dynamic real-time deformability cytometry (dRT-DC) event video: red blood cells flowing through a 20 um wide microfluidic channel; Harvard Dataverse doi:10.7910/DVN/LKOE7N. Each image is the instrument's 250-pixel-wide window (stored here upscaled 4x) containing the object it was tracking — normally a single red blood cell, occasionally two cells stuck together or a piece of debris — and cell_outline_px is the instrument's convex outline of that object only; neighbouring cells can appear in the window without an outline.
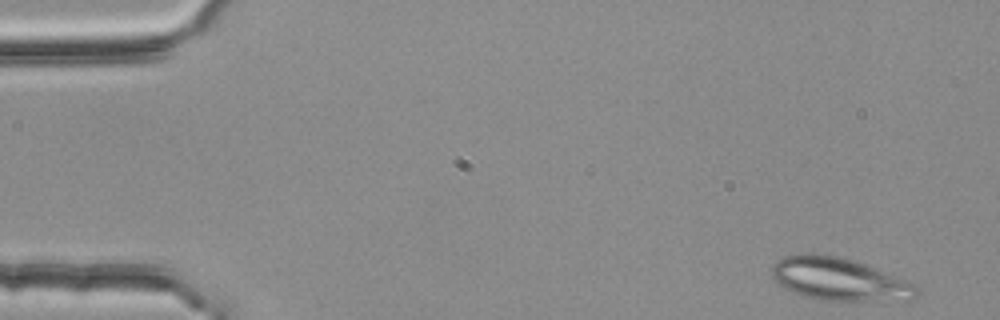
{"species": "common noctule bat (a hibernating species)", "species_latin": "Nyctalus noctula", "temperature_condition": "room temperature", "stored_images_in_passage": 3, "camera_frame_rate_fps": 3000, "um_per_image_px": 0.085, "animal": {"sex": "female", "body_mass_g": 25.1}, "frame": {"image": 1, "passage_image": 1, "time_ms": 0.0, "image_size_px": [1000, 320], "cell_outline_px": [[920, 288], [916, 296], [912, 300], [820, 300], [804, 296], [780, 284], [772, 276], [772, 264], [776, 260], [784, 256], [800, 252], [812, 252], [840, 256], [864, 264], [916, 284]], "centroid_in_image_um": [71.32, 23.7], "position_along_channel_um": 13.7, "area_um2": 36.01}}